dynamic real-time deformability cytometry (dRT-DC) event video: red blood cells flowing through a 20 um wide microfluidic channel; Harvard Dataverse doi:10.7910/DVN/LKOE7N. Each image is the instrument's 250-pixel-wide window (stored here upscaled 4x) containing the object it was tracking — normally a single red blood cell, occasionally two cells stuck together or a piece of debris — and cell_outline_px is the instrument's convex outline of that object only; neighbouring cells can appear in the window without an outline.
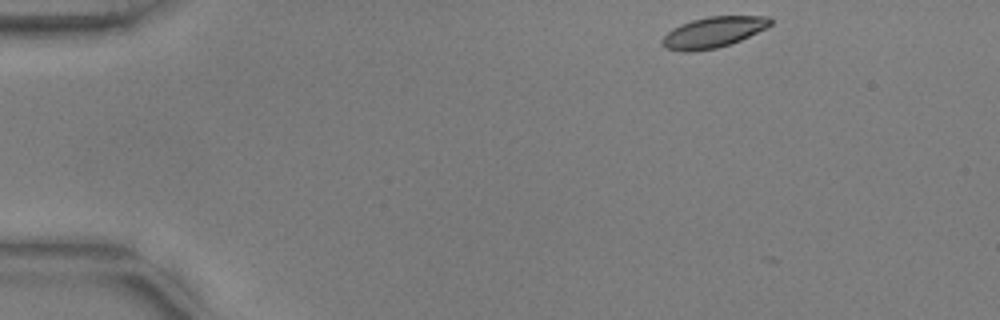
{"species": "common noctule bat (a hibernating species)", "species_latin": "Nyctalus noctula", "temperature_condition": "warm", "stored_images_in_passage": 3, "camera_frame_rate_fps": 3000, "um_per_image_px": 0.085, "animal": {"sex": "male", "body_mass_g": 17.9, "forearm_length_mm": 54.2}, "frame": {"image": 1, "passage_image": 1, "time_ms": 0.0, "image_size_px": [1000, 320], "cell_outline_px": [[772, 24], [740, 40], [716, 48], [692, 52], [680, 52], [664, 48], [660, 40], [672, 28], [680, 24], [692, 20], [708, 16], [768, 16], [772, 20]], "centroid_in_image_um": [60.56, 2.75], "position_along_channel_um": 24.4, "area_um2": 19.36}}